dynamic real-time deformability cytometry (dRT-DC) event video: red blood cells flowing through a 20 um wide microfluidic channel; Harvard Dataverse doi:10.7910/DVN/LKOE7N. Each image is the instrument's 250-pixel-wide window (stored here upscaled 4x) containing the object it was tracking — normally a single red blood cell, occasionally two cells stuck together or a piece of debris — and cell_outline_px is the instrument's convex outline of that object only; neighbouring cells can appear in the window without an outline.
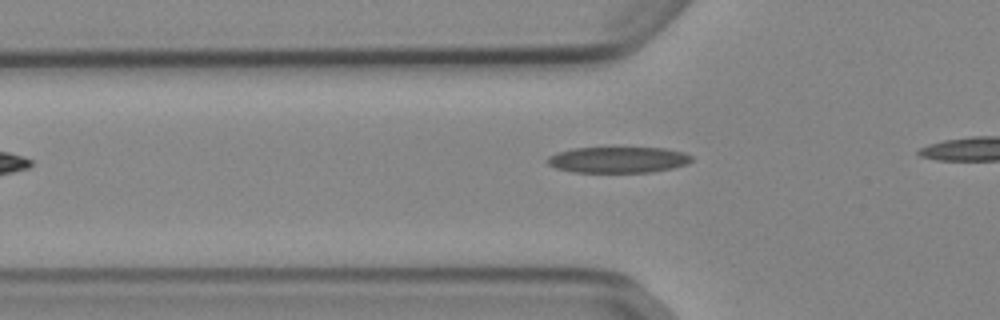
{"species": "Egyptian fruit bat (a non-hibernating species)", "species_latin": "Rousettus aegyptiacus", "temperature_condition": "cold", "stored_images_in_passage": 12, "camera_frame_rate_fps": 3000, "um_per_image_px": 0.085, "animal": {"sex": "female"}, "frame": {"image": 1, "passage_image": 3, "time_ms": 0.667, "image_size_px": [1000, 320], "cell_outline_px": [[692, 160], [688, 164], [672, 168], [648, 172], [572, 172], [556, 168], [548, 164], [548, 156], [556, 152], [572, 148], [664, 148], [684, 152], [692, 156]], "centroid_in_image_um": [52.53, 13.58], "position_along_channel_um": 73.3, "area_um2": 21.85}}